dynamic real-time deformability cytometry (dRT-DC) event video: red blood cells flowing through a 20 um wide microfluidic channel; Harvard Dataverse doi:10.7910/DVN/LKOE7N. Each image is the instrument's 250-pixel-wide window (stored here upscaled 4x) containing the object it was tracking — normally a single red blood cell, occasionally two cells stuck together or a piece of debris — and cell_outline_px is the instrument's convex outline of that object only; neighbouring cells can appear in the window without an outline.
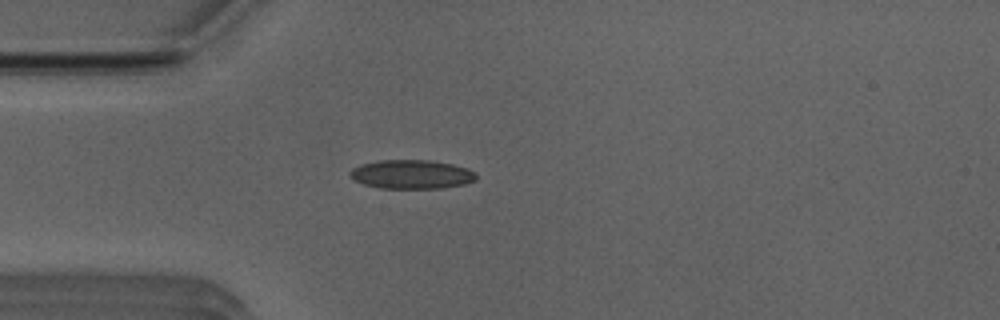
{"species": "Egyptian fruit bat (a non-hibernating species)", "species_latin": "Rousettus aegyptiacus", "temperature_condition": "room temperature", "stored_images_in_passage": 38, "camera_frame_rate_fps": 3000, "um_per_image_px": 0.085, "animal": {"sex": "male"}, "frame": {"image": 1, "passage_image": 1, "time_ms": 0.0, "image_size_px": [1000, 320], "cell_outline_px": [[476, 180], [464, 184], [444, 188], [380, 188], [364, 184], [352, 180], [348, 176], [348, 172], [352, 168], [360, 164], [380, 160], [428, 160], [452, 164], [468, 168], [476, 172]], "centroid_in_image_um": [34.95, 14.82], "position_along_channel_um": 50.0, "area_um2": 21.5}}
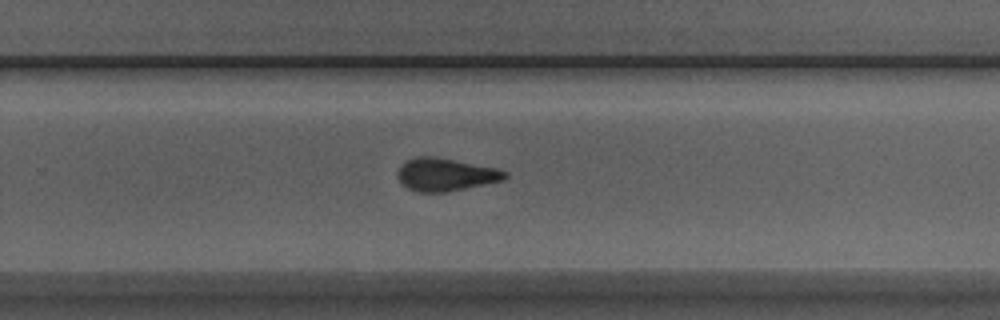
{"frame": {"image": 2, "passage_image": 20, "time_ms": 6.333, "image_size_px": [1000, 320], "cell_outline_px": [[508, 176], [504, 180], [444, 192], [420, 192], [408, 188], [396, 176], [396, 172], [400, 164], [416, 156], [436, 156], [496, 168], [508, 172]], "centroid_in_image_um": [37.85, 14.82], "position_along_channel_um": 291.9, "area_um2": 20.46}}
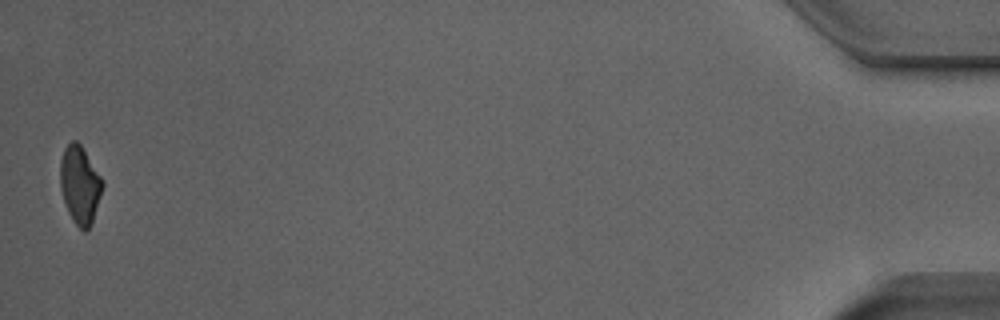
{"frame": {"image": 3, "passage_image": 38, "time_ms": 12.333, "image_size_px": [1000, 320], "cell_outline_px": [[104, 184], [92, 224], [84, 232], [72, 220], [68, 212], [60, 188], [60, 160], [64, 148], [72, 140], [76, 140], [80, 144], [100, 176]], "centroid_in_image_um": [6.78, 15.72], "position_along_channel_um": 428.4, "area_um2": 19.02}, "authors_computed_cell_mechanics": {"area_um2": 20.4612, "velocity_mm_per_s": 3.9611, "shape_relaxation_time_tau1_ms": 5.7762, "shape_relaxation_time_tau2_ms": 2.0048, "deformation_change_tau1": 0.1537, "deformation_change_tau2": 0.0852}}